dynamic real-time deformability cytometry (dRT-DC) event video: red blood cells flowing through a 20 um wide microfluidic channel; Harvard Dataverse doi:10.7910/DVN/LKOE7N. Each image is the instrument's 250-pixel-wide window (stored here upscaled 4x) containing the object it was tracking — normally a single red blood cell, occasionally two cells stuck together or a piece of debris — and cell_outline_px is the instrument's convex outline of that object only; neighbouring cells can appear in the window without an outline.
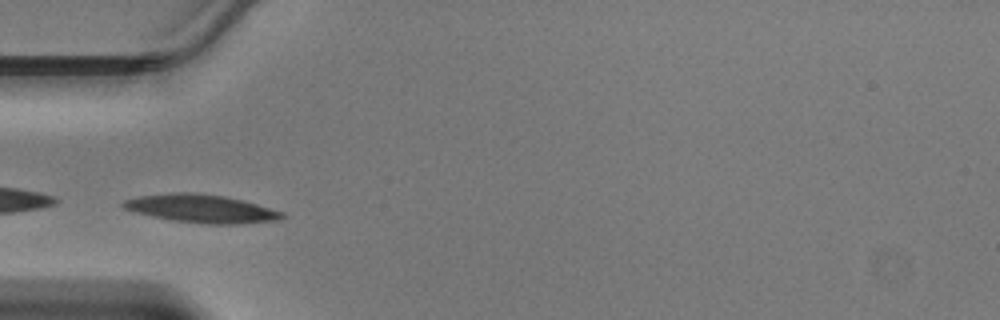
{"species": "Egyptian fruit bat (a non-hibernating species)", "species_latin": "Rousettus aegyptiacus", "temperature_condition": "warm", "stored_images_in_passage": 38, "camera_frame_rate_fps": 3000, "um_per_image_px": 0.085, "animal": {"sex": "male"}, "frame": {"image": 1, "passage_image": 8, "time_ms": 2.333, "image_size_px": [1000, 320], "cell_outline_px": [[284, 216], [280, 220], [240, 224], [204, 224], [172, 220], [152, 216], [136, 212], [124, 208], [120, 204], [124, 200], [140, 196], [176, 192], [196, 192], [224, 196], [244, 200], [284, 212]], "centroid_in_image_um": [17.15, 17.73], "position_along_channel_um": 67.9, "area_um2": 26.13}}
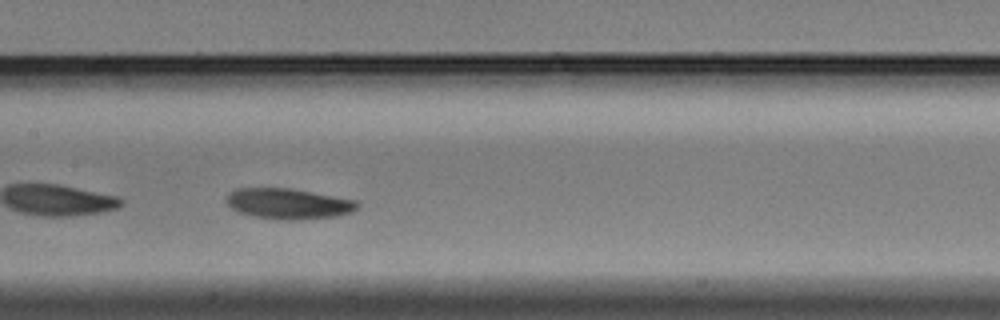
{"frame": {"image": 2, "passage_image": 16, "time_ms": 5.0, "image_size_px": [1000, 320], "cell_outline_px": [[360, 204], [352, 212], [340, 216], [292, 220], [276, 220], [252, 216], [240, 212], [232, 208], [224, 200], [228, 192], [236, 188], [292, 188], [356, 200]], "centroid_in_image_um": [24.49, 17.31], "position_along_channel_um": 182.9, "area_um2": 23.64}}
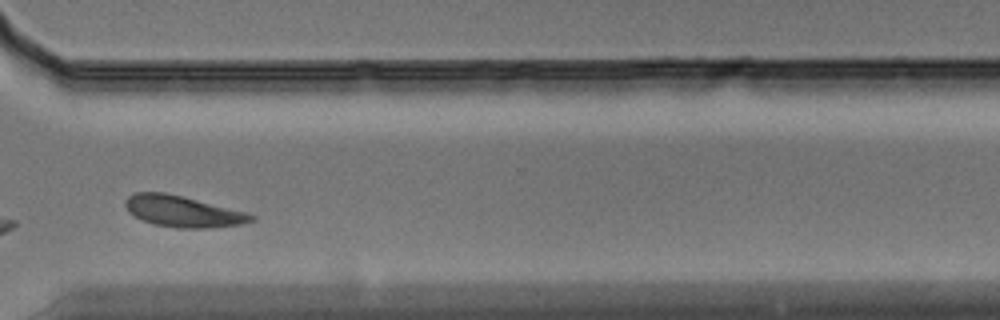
{"frame": {"image": 3, "passage_image": 28, "time_ms": 9.0, "image_size_px": [1000, 320], "cell_outline_px": [[256, 220], [244, 224], [212, 228], [176, 228], [152, 224], [128, 212], [124, 204], [124, 200], [132, 192], [164, 192], [244, 212], [256, 216]], "centroid_in_image_um": [15.51, 17.98], "position_along_channel_um": 355.1, "area_um2": 22.77}}